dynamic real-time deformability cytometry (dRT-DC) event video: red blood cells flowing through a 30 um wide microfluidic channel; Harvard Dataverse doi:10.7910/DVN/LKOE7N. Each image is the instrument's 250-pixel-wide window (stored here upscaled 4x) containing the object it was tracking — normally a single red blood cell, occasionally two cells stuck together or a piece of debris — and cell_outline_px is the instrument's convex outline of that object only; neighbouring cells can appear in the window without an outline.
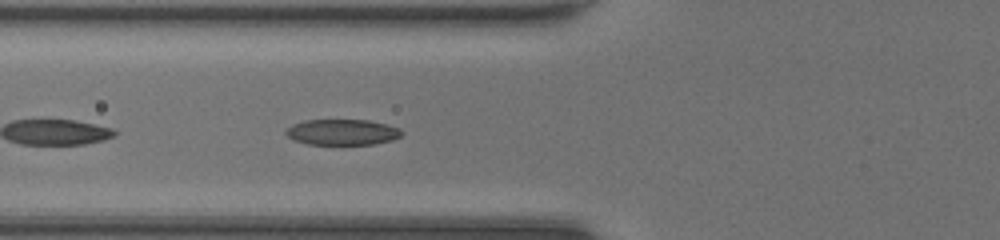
{"species": "common noctule bat (a hibernating species)", "species_latin": "Nyctalus noctula", "temperature_condition": "room temperature", "stored_images_in_passage": 24, "camera_frame_rate_fps": 3000, "um_per_image_px": 0.085, "animal": {"sex": "female", "body_mass_g": 20.0, "forearm_length_mm": 54.0}, "frame": {"image": 1, "passage_image": 6, "time_ms": 1.667, "image_size_px": [1000, 240], "cell_outline_px": [[404, 132], [400, 136], [392, 140], [376, 144], [308, 144], [292, 140], [284, 132], [292, 124], [304, 120], [368, 120], [388, 124], [400, 128]], "centroid_in_image_um": [29.11, 11.23], "position_along_channel_um": 96.7, "area_um2": 17.51}}
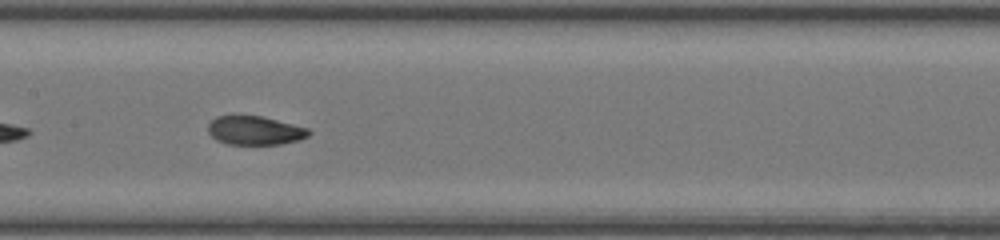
{"frame": {"image": 2, "passage_image": 12, "time_ms": 3.667, "image_size_px": [1000, 240], "cell_outline_px": [[312, 132], [308, 136], [300, 140], [280, 144], [228, 144], [216, 140], [208, 132], [208, 124], [216, 116], [232, 112], [236, 112], [264, 116], [308, 128]], "centroid_in_image_um": [21.62, 11.03], "position_along_channel_um": 185.8, "area_um2": 17.69}}
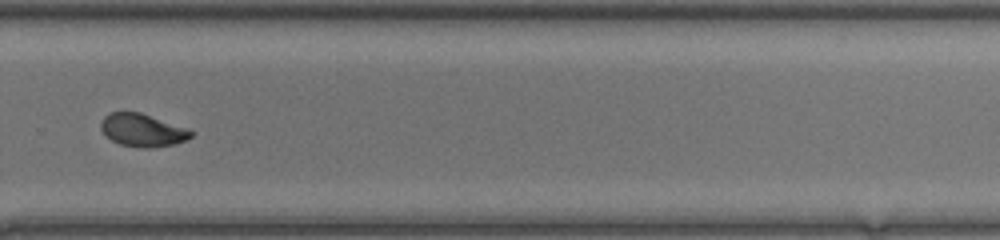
{"frame": {"image": 3, "passage_image": 21, "time_ms": 6.667, "image_size_px": [1000, 240], "cell_outline_px": [[196, 132], [188, 140], [172, 144], [152, 148], [140, 148], [120, 144], [112, 140], [100, 128], [100, 124], [104, 116], [108, 112], [140, 112], [188, 128]], "centroid_in_image_um": [12.15, 11.06], "position_along_channel_um": 317.7, "area_um2": 17.34}}